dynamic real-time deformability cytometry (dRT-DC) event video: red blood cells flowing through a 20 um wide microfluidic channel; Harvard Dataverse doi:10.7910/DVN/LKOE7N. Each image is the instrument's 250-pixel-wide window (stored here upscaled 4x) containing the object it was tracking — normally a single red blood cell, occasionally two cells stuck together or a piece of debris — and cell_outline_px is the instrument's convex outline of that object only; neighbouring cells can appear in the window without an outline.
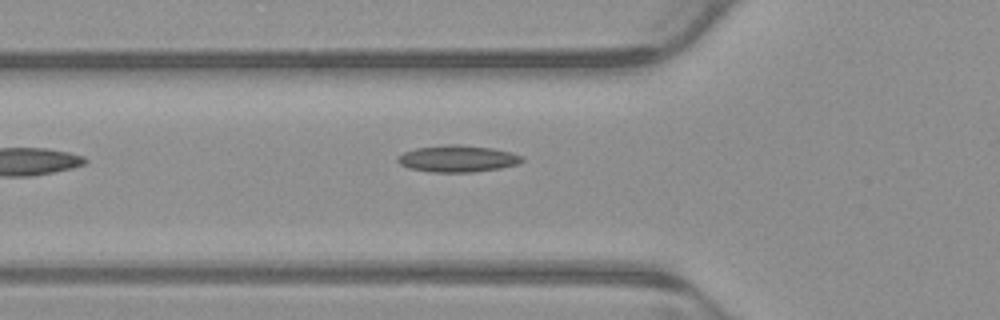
{"species": "common noctule bat (a hibernating species)", "species_latin": "Nyctalus noctula", "temperature_condition": "warm", "stored_images_in_passage": 6, "camera_frame_rate_fps": 3000, "um_per_image_px": 0.085, "animal": {"sex": "male", "body_mass_g": 23.1, "forearm_length_mm": 52.7}, "frame": {"image": 1, "passage_image": 6, "time_ms": 1.667, "image_size_px": [1000, 320], "cell_outline_px": [[524, 160], [520, 164], [500, 168], [472, 172], [432, 172], [408, 168], [400, 164], [396, 160], [396, 156], [404, 152], [416, 148], [456, 144], [492, 148], [512, 152], [524, 156]], "centroid_in_image_um": [38.92, 13.49], "position_along_channel_um": 86.9, "area_um2": 19.42}}